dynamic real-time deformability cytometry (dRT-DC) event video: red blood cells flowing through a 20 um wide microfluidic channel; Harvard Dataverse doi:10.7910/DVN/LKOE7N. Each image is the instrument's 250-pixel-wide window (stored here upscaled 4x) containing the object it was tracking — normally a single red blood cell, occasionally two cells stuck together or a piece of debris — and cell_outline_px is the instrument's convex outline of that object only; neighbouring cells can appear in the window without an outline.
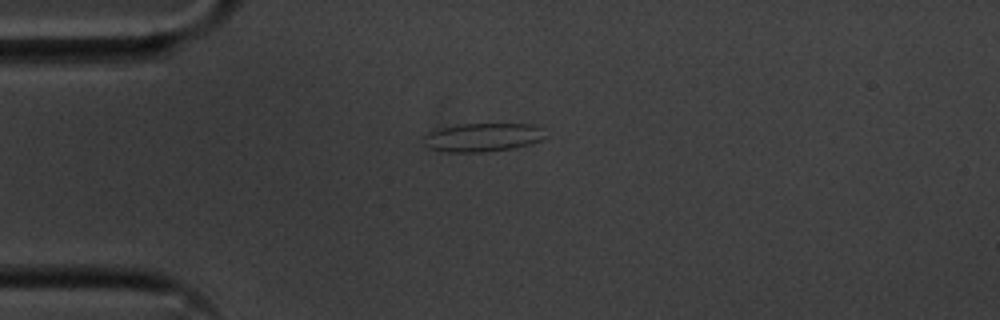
{"species": "common noctule bat (a hibernating species)", "species_latin": "Nyctalus noctula", "temperature_condition": "cold", "stored_images_in_passage": 35, "camera_frame_rate_fps": 3000, "um_per_image_px": 0.085, "animal": {"sex": "male", "body_mass_g": 20.1, "forearm_length_mm": 53.5}, "frame": {"image": 1, "passage_image": 1, "time_ms": 0.0, "image_size_px": [1000, 320], "cell_outline_px": [[548, 136], [540, 140], [528, 144], [512, 148], [484, 152], [444, 152], [428, 148], [424, 144], [424, 136], [428, 132], [440, 128], [460, 124], [536, 124], [544, 128]], "centroid_in_image_um": [41.05, 11.67], "position_along_channel_um": 43.9, "area_um2": 20.46}}
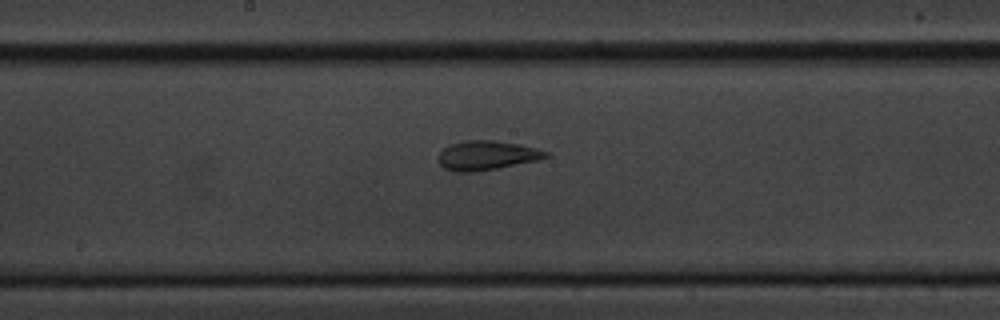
{"frame": {"image": 2, "passage_image": 16, "time_ms": 5.0, "image_size_px": [1000, 320], "cell_outline_px": [[552, 156], [536, 160], [496, 168], [472, 172], [452, 172], [444, 168], [440, 164], [440, 152], [448, 144], [464, 140], [492, 140], [520, 144], [536, 148], [548, 152]], "centroid_in_image_um": [41.36, 13.2], "position_along_channel_um": 206.8, "area_um2": 18.26}}
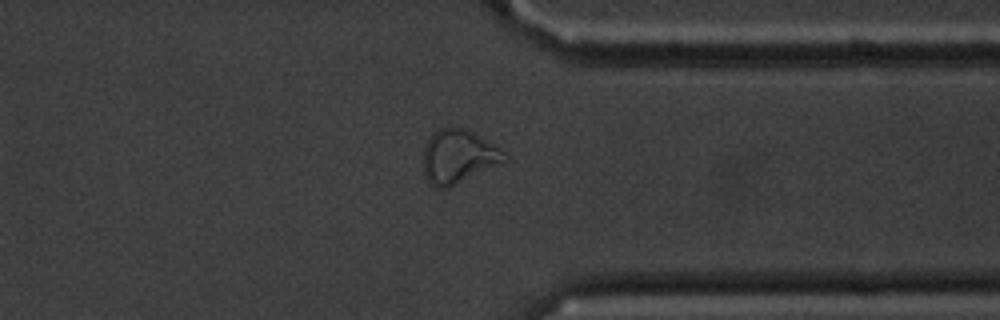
{"frame": {"image": 3, "passage_image": 30, "time_ms": 9.667, "image_size_px": [1000, 320], "cell_outline_px": [[508, 160], [448, 188], [436, 188], [428, 180], [424, 172], [424, 148], [432, 132], [440, 128], [464, 128], [472, 132], [504, 152], [508, 156]], "centroid_in_image_um": [38.94, 13.31], "position_along_channel_um": 372.5, "area_um2": 24.85}, "authors_computed_cell_mechanics": {"area_um2": 18.207, "velocity_mm_per_s": 3.6096, "shape_relaxation_time_tau1_ms": null, "shape_relaxation_time_tau2_ms": 1.5242, "deformation_change_tau1": null, "deformation_change_tau2": 0.1024}}